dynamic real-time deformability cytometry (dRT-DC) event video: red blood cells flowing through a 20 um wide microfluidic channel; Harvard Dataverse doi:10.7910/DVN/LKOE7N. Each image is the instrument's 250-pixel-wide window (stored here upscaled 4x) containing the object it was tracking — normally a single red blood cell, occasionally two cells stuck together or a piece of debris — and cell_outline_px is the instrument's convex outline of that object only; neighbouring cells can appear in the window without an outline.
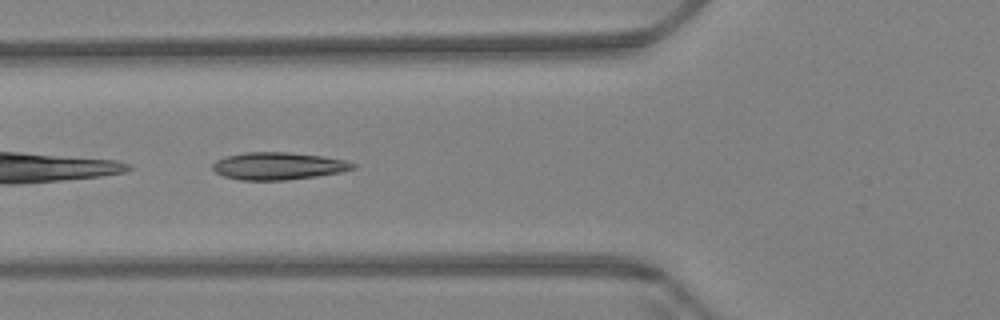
{"species": "Egyptian fruit bat (a non-hibernating species)", "species_latin": "Rousettus aegyptiacus", "temperature_condition": "warm", "stored_images_in_passage": 25, "camera_frame_rate_fps": 3000, "um_per_image_px": 0.085, "animal": {"sex": "female"}, "frame": {"image": 1, "passage_image": 4, "time_ms": 1.0, "image_size_px": [1000, 320], "cell_outline_px": [[356, 168], [340, 172], [316, 176], [288, 180], [240, 180], [224, 176], [216, 172], [212, 168], [212, 164], [216, 160], [224, 156], [244, 152], [288, 152], [320, 156], [344, 160], [356, 164]], "centroid_in_image_um": [23.61, 14.11], "position_along_channel_um": 102.2, "area_um2": 22.37}}
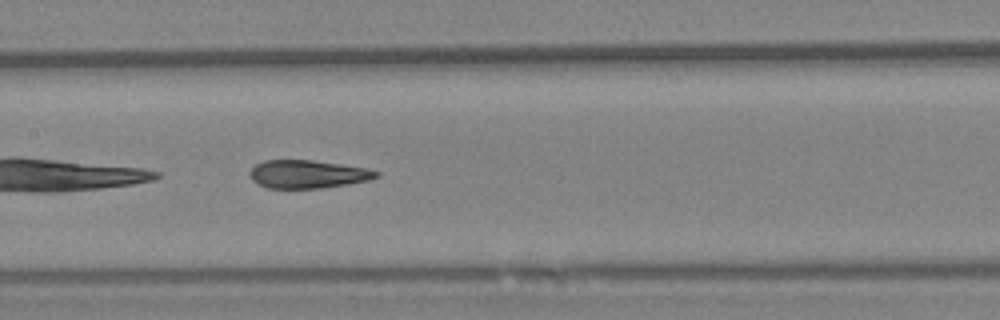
{"frame": {"image": 2, "passage_image": 11, "time_ms": 3.333, "image_size_px": [1000, 320], "cell_outline_px": [[380, 176], [368, 180], [348, 184], [320, 188], [268, 188], [256, 184], [252, 180], [248, 172], [256, 164], [264, 160], [312, 160], [368, 168], [380, 172]], "centroid_in_image_um": [26.14, 14.8], "position_along_channel_um": 181.3, "area_um2": 20.81}}
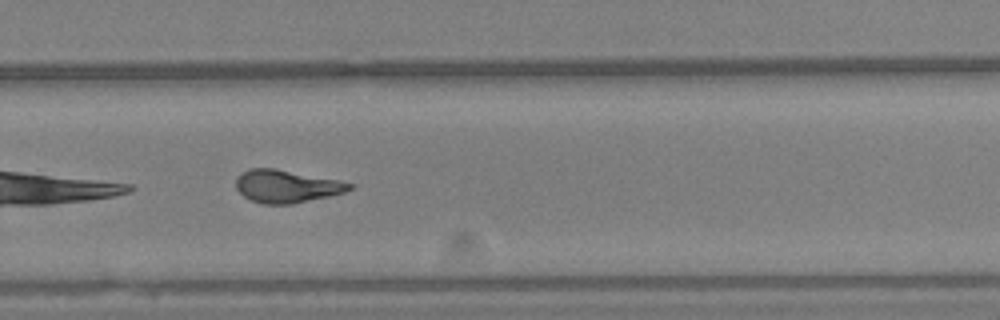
{"frame": {"image": 3, "passage_image": 22, "time_ms": 7.0, "image_size_px": [1000, 320], "cell_outline_px": [[352, 188], [344, 192], [328, 196], [292, 204], [264, 204], [252, 200], [244, 196], [236, 188], [236, 180], [248, 168], [276, 168], [336, 180], [352, 184]], "centroid_in_image_um": [24.32, 15.83], "position_along_channel_um": 305.5, "area_um2": 21.21}}